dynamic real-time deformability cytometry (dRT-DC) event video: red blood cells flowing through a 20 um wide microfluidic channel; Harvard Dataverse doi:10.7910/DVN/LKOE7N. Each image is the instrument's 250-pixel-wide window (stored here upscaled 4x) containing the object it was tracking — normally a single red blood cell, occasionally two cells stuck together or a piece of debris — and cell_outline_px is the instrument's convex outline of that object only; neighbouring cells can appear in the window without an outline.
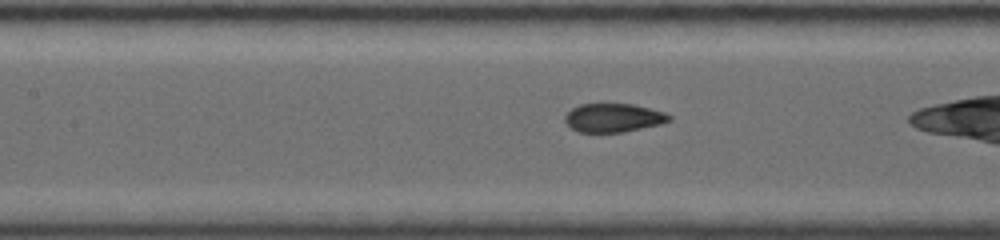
{"species": "common noctule bat (a hibernating species)", "species_latin": "Nyctalus noctula", "temperature_condition": "warm", "stored_images_in_passage": 33, "camera_frame_rate_fps": 5000, "um_per_image_px": 0.085, "animal": {"sex": "female", "body_mass_g": 19.0, "forearm_length_mm": 53.3}, "frame": {"image": 1, "passage_image": 10, "time_ms": 2.8, "image_size_px": [1000, 240], "cell_outline_px": [[672, 120], [660, 124], [624, 132], [576, 132], [564, 120], [564, 116], [572, 108], [580, 104], [604, 100], [632, 104], [664, 112], [672, 116]], "centroid_in_image_um": [52.11, 9.96], "position_along_channel_um": 155.3, "area_um2": 18.09}}